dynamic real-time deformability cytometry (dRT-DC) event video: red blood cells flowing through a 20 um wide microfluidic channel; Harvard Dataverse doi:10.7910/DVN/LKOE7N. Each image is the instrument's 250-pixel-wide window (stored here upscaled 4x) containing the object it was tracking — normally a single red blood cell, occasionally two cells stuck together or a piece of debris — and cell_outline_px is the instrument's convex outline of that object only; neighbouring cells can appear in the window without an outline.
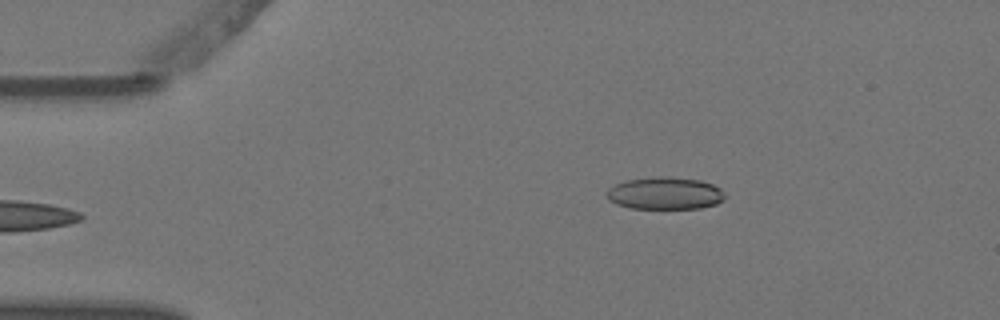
{"species": "Egyptian fruit bat (a non-hibernating species)", "species_latin": "Rousettus aegyptiacus", "temperature_condition": "warm", "stored_images_in_passage": 4, "camera_frame_rate_fps": 3000, "um_per_image_px": 0.085, "animal": {"sex": "female"}, "frame": {"image": 1, "passage_image": 4, "time_ms": 1.0, "image_size_px": [1000, 320], "cell_outline_px": [[724, 200], [716, 204], [700, 208], [632, 208], [616, 204], [608, 200], [604, 196], [604, 192], [608, 188], [616, 184], [628, 180], [660, 176], [668, 176], [700, 180], [712, 184], [720, 188], [724, 192]], "centroid_in_image_um": [56.5, 16.43], "position_along_channel_um": 28.5, "area_um2": 22.37}}